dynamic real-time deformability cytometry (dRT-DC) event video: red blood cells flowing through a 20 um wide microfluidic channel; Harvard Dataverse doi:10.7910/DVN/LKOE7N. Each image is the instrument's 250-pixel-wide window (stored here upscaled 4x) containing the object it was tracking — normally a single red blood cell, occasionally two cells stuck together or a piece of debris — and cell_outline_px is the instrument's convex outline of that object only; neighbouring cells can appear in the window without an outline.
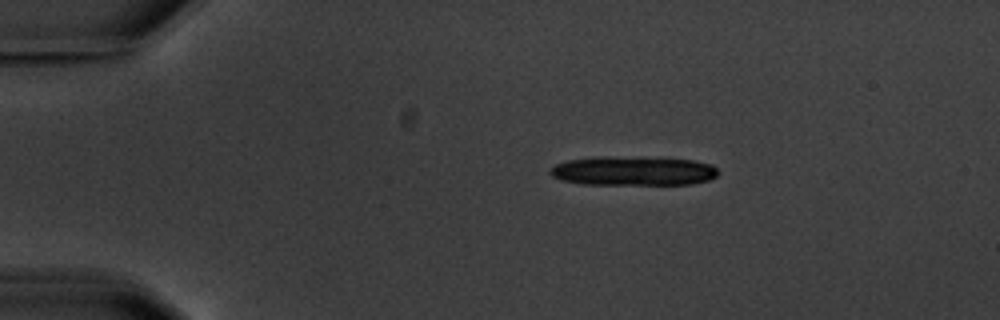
{"species": "common noctule bat (a hibernating species)", "species_latin": "Nyctalus noctula", "temperature_condition": "warm", "stored_images_in_passage": 3, "camera_frame_rate_fps": 3000, "um_per_image_px": 0.085, "animal": {"sex": "male", "body_mass_g": 20.1, "forearm_length_mm": 53.5}, "frame": {"image": 1, "passage_image": 1, "time_ms": 0.0, "image_size_px": [1000, 320], "cell_outline_px": [[720, 172], [716, 176], [708, 180], [692, 184], [584, 184], [560, 180], [552, 176], [548, 172], [556, 164], [568, 160], [596, 156], [636, 156], [692, 160], [712, 164]], "centroid_in_image_um": [53.82, 14.51], "position_along_channel_um": 31.2, "area_um2": 28.96}}